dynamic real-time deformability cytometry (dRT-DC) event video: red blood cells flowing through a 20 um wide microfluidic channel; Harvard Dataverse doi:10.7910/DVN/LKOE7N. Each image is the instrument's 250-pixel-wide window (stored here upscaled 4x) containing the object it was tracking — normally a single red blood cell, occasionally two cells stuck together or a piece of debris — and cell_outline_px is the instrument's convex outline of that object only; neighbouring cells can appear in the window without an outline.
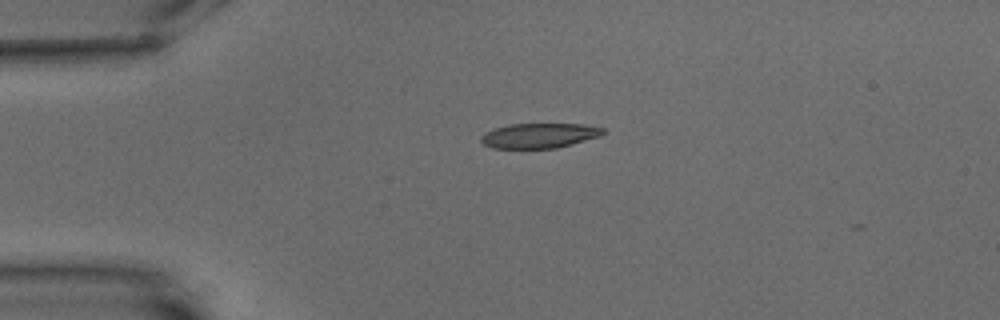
{"species": "common noctule bat (a hibernating species)", "species_latin": "Nyctalus noctula", "temperature_condition": "warm", "stored_images_in_passage": 2, "camera_frame_rate_fps": 3000, "um_per_image_px": 0.085, "animal": {"sex": "male", "body_mass_g": 15.6}, "frame": {"image": 1, "passage_image": 1, "time_ms": 0.0, "image_size_px": [1000, 320], "cell_outline_px": [[604, 132], [600, 136], [572, 144], [556, 148], [492, 148], [484, 144], [480, 140], [480, 136], [484, 132], [508, 124], [584, 124], [604, 128]], "centroid_in_image_um": [45.82, 11.52], "position_along_channel_um": 39.2, "area_um2": 17.69}}